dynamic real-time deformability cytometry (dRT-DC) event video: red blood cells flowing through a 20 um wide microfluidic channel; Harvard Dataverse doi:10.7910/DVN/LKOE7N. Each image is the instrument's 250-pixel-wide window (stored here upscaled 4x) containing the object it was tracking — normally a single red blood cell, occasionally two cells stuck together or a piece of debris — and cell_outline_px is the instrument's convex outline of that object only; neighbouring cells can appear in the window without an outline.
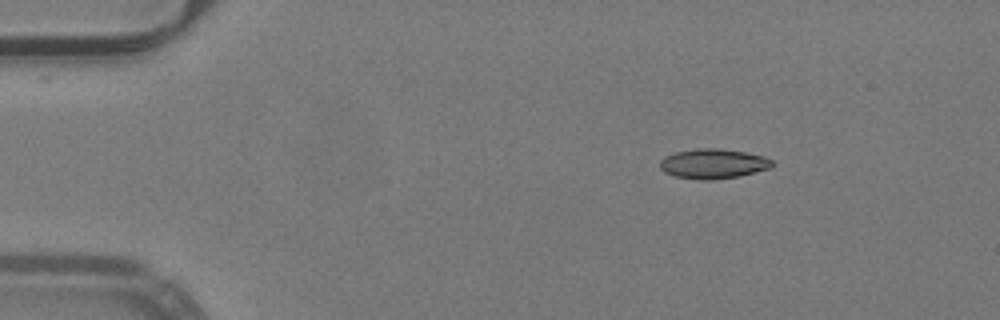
{"species": "common noctule bat (a hibernating species)", "species_latin": "Nyctalus noctula", "temperature_condition": "warm", "stored_images_in_passage": 45, "camera_frame_rate_fps": 3000, "um_per_image_px": 0.085, "animal": {"sex": "male", "body_mass_g": 19.2, "forearm_length_mm": 51.8}, "frame": {"image": 1, "passage_image": 1, "time_ms": 0.0, "image_size_px": [1000, 320], "cell_outline_px": [[772, 168], [740, 176], [712, 180], [704, 180], [676, 176], [664, 172], [660, 168], [660, 160], [664, 156], [676, 152], [696, 148], [720, 148], [744, 152], [764, 156], [772, 160]], "centroid_in_image_um": [60.62, 13.91], "position_along_channel_um": 24.4, "area_um2": 19.54}}
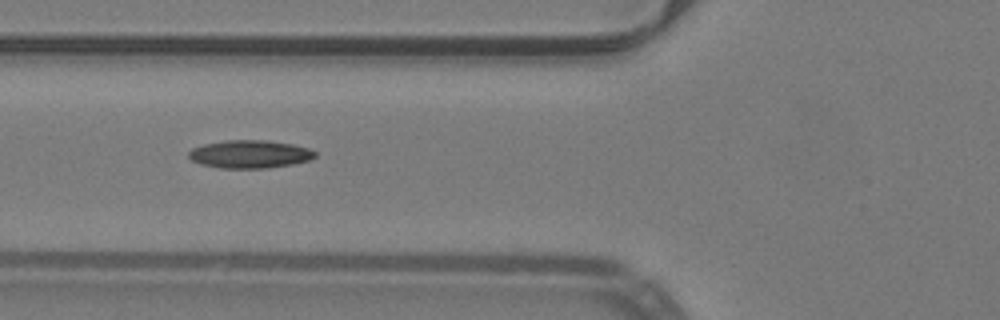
{"frame": {"image": 2, "passage_image": 13, "time_ms": 4.0, "image_size_px": [1000, 320], "cell_outline_px": [[316, 156], [308, 160], [292, 164], [264, 168], [220, 168], [200, 164], [192, 160], [188, 156], [188, 152], [192, 148], [204, 144], [224, 140], [264, 140], [292, 144], [308, 148], [316, 152]], "centroid_in_image_um": [21.2, 13.1], "position_along_channel_um": 104.6, "area_um2": 20.52}}
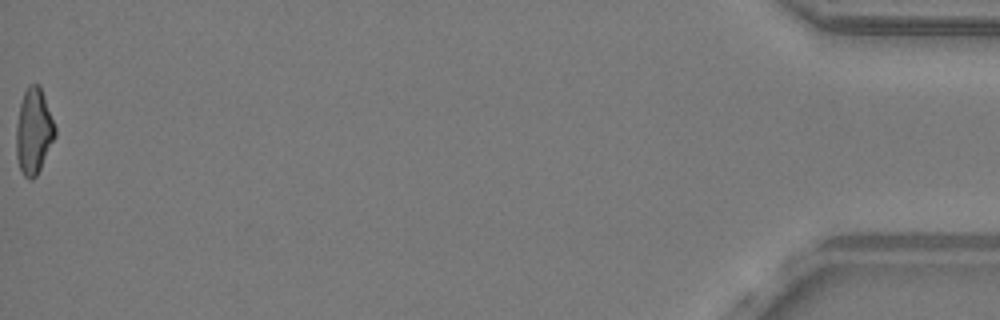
{"frame": {"image": 3, "passage_image": 45, "time_ms": 14.667, "image_size_px": [1000, 320], "cell_outline_px": [[56, 136], [36, 176], [32, 180], [28, 180], [24, 176], [20, 168], [16, 156], [16, 124], [20, 104], [24, 92], [28, 84], [40, 84], [56, 128]], "centroid_in_image_um": [2.86, 11.15], "position_along_channel_um": 432.3, "area_um2": 19.48}, "authors_computed_cell_mechanics": {"area_um2": 19.5364, "velocity_mm_per_s": 4.0272, "shape_relaxation_time_tau1_ms": 7.6791, "shape_relaxation_time_tau2_ms": 5.634, "deformation_change_tau1": 0.2284, "deformation_change_tau2": 0.1456}}